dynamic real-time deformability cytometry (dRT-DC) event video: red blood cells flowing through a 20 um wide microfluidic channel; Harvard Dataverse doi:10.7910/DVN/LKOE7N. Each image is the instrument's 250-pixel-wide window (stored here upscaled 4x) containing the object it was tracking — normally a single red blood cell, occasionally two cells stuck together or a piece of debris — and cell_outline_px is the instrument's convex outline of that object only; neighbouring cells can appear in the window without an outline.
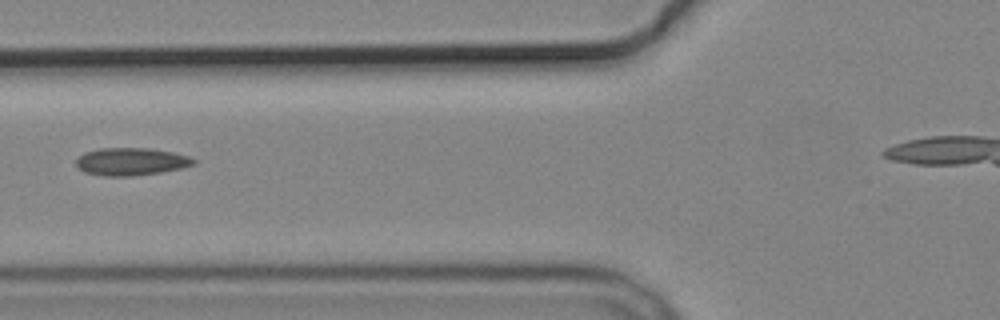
{"species": "common noctule bat (a hibernating species)", "species_latin": "Nyctalus noctula", "temperature_condition": "cold", "stored_images_in_passage": 7, "segment_of_instrument_passage": [1, 2], "camera_frame_rate_fps": 3000, "um_per_image_px": 0.085, "animal": {"sex": "male", "body_mass_g": 19.2, "forearm_length_mm": 51.8}, "frame": {"image": 1, "passage_image": 6, "time_ms": 5.667, "image_size_px": [1000, 320], "cell_outline_px": [[196, 164], [180, 168], [160, 172], [132, 176], [104, 176], [84, 172], [76, 168], [76, 160], [84, 152], [100, 148], [152, 148], [172, 152], [188, 156], [196, 160]], "centroid_in_image_um": [11.11, 13.73], "position_along_channel_um": 114.7, "area_um2": 18.96}}